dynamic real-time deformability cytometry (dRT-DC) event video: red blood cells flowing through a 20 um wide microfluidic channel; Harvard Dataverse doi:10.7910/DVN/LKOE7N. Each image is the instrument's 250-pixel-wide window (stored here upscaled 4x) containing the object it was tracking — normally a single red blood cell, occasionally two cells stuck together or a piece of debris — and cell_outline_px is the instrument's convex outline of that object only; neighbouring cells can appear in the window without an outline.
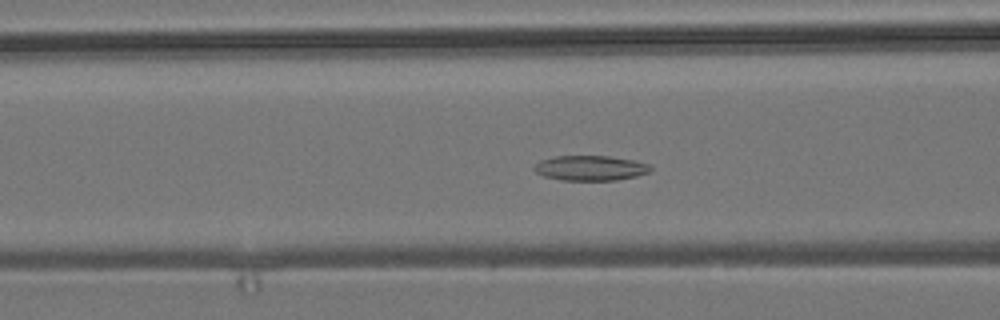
{"species": "common noctule bat (a hibernating species)", "species_latin": "Nyctalus noctula", "temperature_condition": "room temperature", "stored_images_in_passage": 48, "camera_frame_rate_fps": 3000, "um_per_image_px": 0.085, "animal": {"sex": "male", "body_mass_g": 19.2, "forearm_length_mm": 51.8}, "frame": {"image": 1, "passage_image": 21, "time_ms": 6.667, "image_size_px": [1000, 320], "cell_outline_px": [[652, 168], [648, 172], [636, 176], [616, 180], [560, 180], [544, 176], [536, 172], [532, 168], [540, 160], [552, 156], [608, 156], [632, 160], [652, 164]], "centroid_in_image_um": [50.17, 14.28], "position_along_channel_um": 116.4, "area_um2": 16.99}}
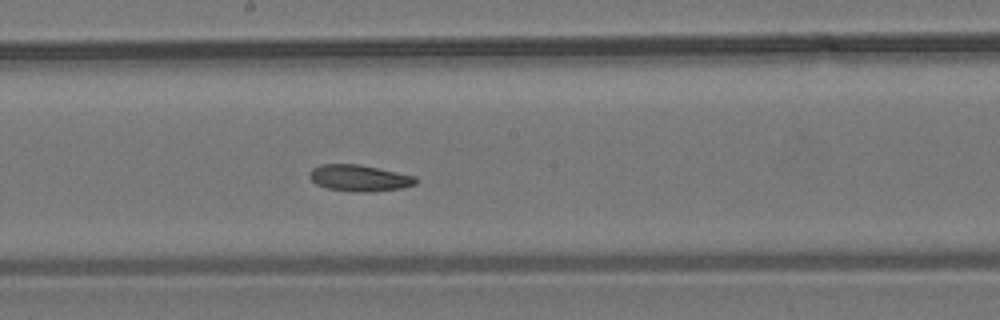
{"frame": {"image": 2, "passage_image": 29, "time_ms": 9.333, "image_size_px": [1000, 320], "cell_outline_px": [[416, 184], [404, 188], [372, 192], [360, 192], [328, 188], [316, 184], [308, 176], [308, 172], [312, 168], [320, 164], [360, 164], [416, 176]], "centroid_in_image_um": [30.54, 15.13], "position_along_channel_um": 217.7, "area_um2": 16.47}}
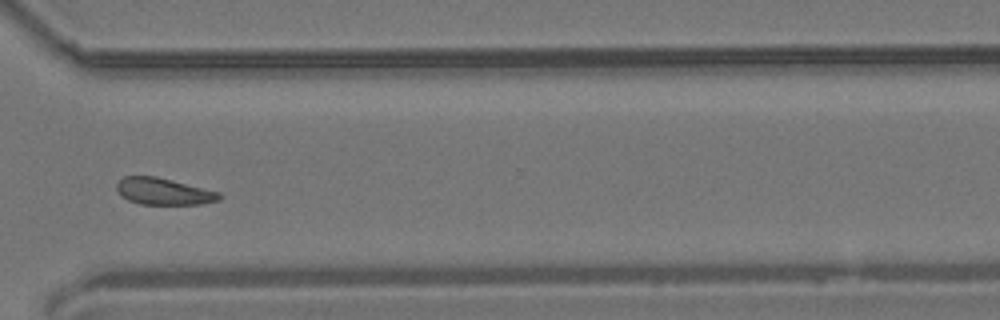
{"frame": {"image": 3, "passage_image": 40, "time_ms": 13.0, "image_size_px": [1000, 320], "cell_outline_px": [[224, 196], [220, 200], [200, 204], [140, 204], [128, 200], [120, 196], [116, 188], [116, 184], [124, 176], [156, 176], [220, 192]], "centroid_in_image_um": [13.91, 16.27], "position_along_channel_um": 356.7, "area_um2": 16.07}}